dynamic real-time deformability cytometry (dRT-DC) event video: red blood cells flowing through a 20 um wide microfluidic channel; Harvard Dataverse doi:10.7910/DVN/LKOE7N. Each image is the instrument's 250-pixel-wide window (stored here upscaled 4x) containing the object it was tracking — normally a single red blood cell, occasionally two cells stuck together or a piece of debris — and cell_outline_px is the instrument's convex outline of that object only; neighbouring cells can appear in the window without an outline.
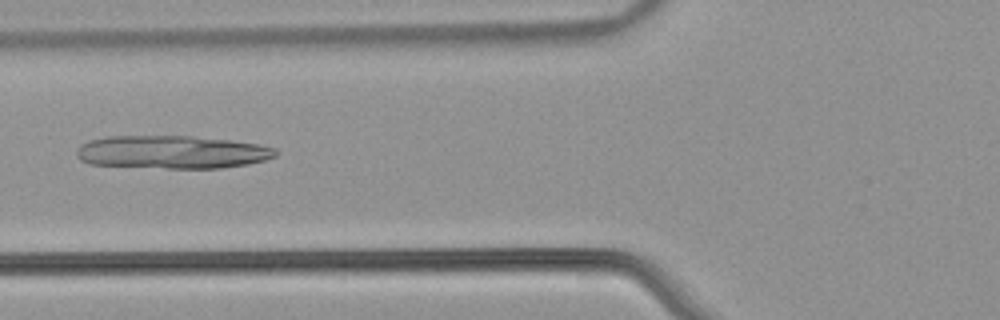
{"species": "common noctule bat (a hibernating species)", "species_latin": "Nyctalus noctula", "temperature_condition": "warm", "stored_images_in_passage": 53, "camera_frame_rate_fps": 3000, "um_per_image_px": 0.085, "animal": {"sex": "male", "body_mass_g": 21.5, "forearm_length_mm": 52.0}, "frame": {"image": 1, "passage_image": 21, "time_ms": 6.667, "image_size_px": [1000, 320], "cell_outline_px": [[276, 156], [264, 160], [248, 164], [220, 168], [168, 168], [92, 164], [80, 160], [76, 156], [76, 148], [80, 144], [88, 140], [104, 136], [192, 136], [232, 140], [260, 144], [276, 148]], "centroid_in_image_um": [14.6, 12.91], "position_along_channel_um": 111.2, "area_um2": 38.55}}
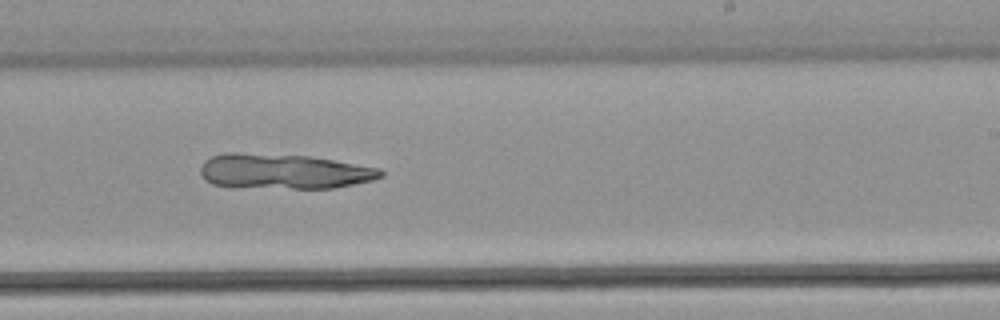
{"frame": {"image": 2, "passage_image": 33, "time_ms": 10.667, "image_size_px": [1000, 320], "cell_outline_px": [[384, 176], [372, 180], [336, 188], [292, 188], [212, 184], [204, 180], [200, 172], [200, 164], [204, 160], [212, 156], [224, 152], [236, 152], [308, 156], [380, 168], [384, 172]], "centroid_in_image_um": [24.12, 14.55], "position_along_channel_um": 264.9, "area_um2": 36.53}}
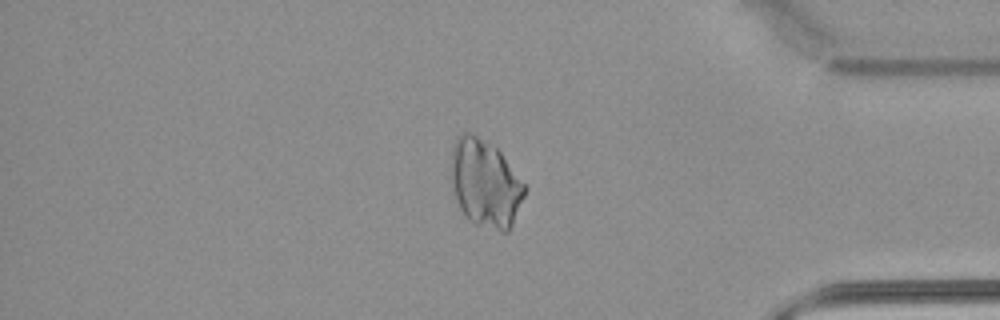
{"frame": {"image": 3, "passage_image": 45, "time_ms": 14.667, "image_size_px": [1000, 320], "cell_outline_px": [[524, 196], [512, 224], [508, 232], [500, 232], [476, 224], [468, 220], [460, 208], [456, 200], [452, 184], [452, 144], [456, 136], [460, 132], [472, 132], [492, 144], [500, 152], [524, 184]], "centroid_in_image_um": [41.21, 15.57], "position_along_channel_um": 394.0, "area_um2": 37.4}}